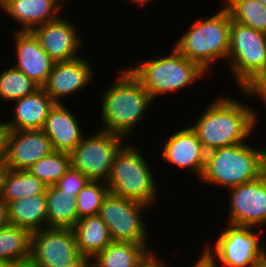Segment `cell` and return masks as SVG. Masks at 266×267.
Wrapping results in <instances>:
<instances>
[{
	"label": "cell",
	"instance_id": "cell-29",
	"mask_svg": "<svg viewBox=\"0 0 266 267\" xmlns=\"http://www.w3.org/2000/svg\"><path fill=\"white\" fill-rule=\"evenodd\" d=\"M70 167L69 153L53 151L32 165L28 171L46 186H51L55 185Z\"/></svg>",
	"mask_w": 266,
	"mask_h": 267
},
{
	"label": "cell",
	"instance_id": "cell-9",
	"mask_svg": "<svg viewBox=\"0 0 266 267\" xmlns=\"http://www.w3.org/2000/svg\"><path fill=\"white\" fill-rule=\"evenodd\" d=\"M124 140L123 136L100 129L90 136H84L70 153L71 167L91 181L106 182L115 154L126 143Z\"/></svg>",
	"mask_w": 266,
	"mask_h": 267
},
{
	"label": "cell",
	"instance_id": "cell-23",
	"mask_svg": "<svg viewBox=\"0 0 266 267\" xmlns=\"http://www.w3.org/2000/svg\"><path fill=\"white\" fill-rule=\"evenodd\" d=\"M73 230L81 255L93 258L113 241L107 225L99 215L79 219Z\"/></svg>",
	"mask_w": 266,
	"mask_h": 267
},
{
	"label": "cell",
	"instance_id": "cell-37",
	"mask_svg": "<svg viewBox=\"0 0 266 267\" xmlns=\"http://www.w3.org/2000/svg\"><path fill=\"white\" fill-rule=\"evenodd\" d=\"M7 167L4 163V161H0V196L2 193V188H3V182H4V178H5V174L7 172Z\"/></svg>",
	"mask_w": 266,
	"mask_h": 267
},
{
	"label": "cell",
	"instance_id": "cell-24",
	"mask_svg": "<svg viewBox=\"0 0 266 267\" xmlns=\"http://www.w3.org/2000/svg\"><path fill=\"white\" fill-rule=\"evenodd\" d=\"M76 194L47 186V227L73 228L78 221Z\"/></svg>",
	"mask_w": 266,
	"mask_h": 267
},
{
	"label": "cell",
	"instance_id": "cell-21",
	"mask_svg": "<svg viewBox=\"0 0 266 267\" xmlns=\"http://www.w3.org/2000/svg\"><path fill=\"white\" fill-rule=\"evenodd\" d=\"M148 244L112 241L93 257V267H143L155 253Z\"/></svg>",
	"mask_w": 266,
	"mask_h": 267
},
{
	"label": "cell",
	"instance_id": "cell-3",
	"mask_svg": "<svg viewBox=\"0 0 266 267\" xmlns=\"http://www.w3.org/2000/svg\"><path fill=\"white\" fill-rule=\"evenodd\" d=\"M204 19L192 23L173 46L207 72L215 60L226 59L228 62L232 17L224 7Z\"/></svg>",
	"mask_w": 266,
	"mask_h": 267
},
{
	"label": "cell",
	"instance_id": "cell-19",
	"mask_svg": "<svg viewBox=\"0 0 266 267\" xmlns=\"http://www.w3.org/2000/svg\"><path fill=\"white\" fill-rule=\"evenodd\" d=\"M65 103H56L46 118L43 131L50 139L53 150L71 153L83 139L78 119Z\"/></svg>",
	"mask_w": 266,
	"mask_h": 267
},
{
	"label": "cell",
	"instance_id": "cell-13",
	"mask_svg": "<svg viewBox=\"0 0 266 267\" xmlns=\"http://www.w3.org/2000/svg\"><path fill=\"white\" fill-rule=\"evenodd\" d=\"M50 139L42 129L10 130L6 139L4 163L11 170H27L53 152Z\"/></svg>",
	"mask_w": 266,
	"mask_h": 267
},
{
	"label": "cell",
	"instance_id": "cell-10",
	"mask_svg": "<svg viewBox=\"0 0 266 267\" xmlns=\"http://www.w3.org/2000/svg\"><path fill=\"white\" fill-rule=\"evenodd\" d=\"M148 207L145 203L109 192L103 200L98 215L107 225L113 241L149 244L145 219H142Z\"/></svg>",
	"mask_w": 266,
	"mask_h": 267
},
{
	"label": "cell",
	"instance_id": "cell-40",
	"mask_svg": "<svg viewBox=\"0 0 266 267\" xmlns=\"http://www.w3.org/2000/svg\"><path fill=\"white\" fill-rule=\"evenodd\" d=\"M194 267H210V266L201 257H199Z\"/></svg>",
	"mask_w": 266,
	"mask_h": 267
},
{
	"label": "cell",
	"instance_id": "cell-39",
	"mask_svg": "<svg viewBox=\"0 0 266 267\" xmlns=\"http://www.w3.org/2000/svg\"><path fill=\"white\" fill-rule=\"evenodd\" d=\"M253 267H266V254Z\"/></svg>",
	"mask_w": 266,
	"mask_h": 267
},
{
	"label": "cell",
	"instance_id": "cell-14",
	"mask_svg": "<svg viewBox=\"0 0 266 267\" xmlns=\"http://www.w3.org/2000/svg\"><path fill=\"white\" fill-rule=\"evenodd\" d=\"M75 25L62 18L47 22L32 30L40 46L55 61H70L79 58L78 51L83 43ZM79 35V36H78Z\"/></svg>",
	"mask_w": 266,
	"mask_h": 267
},
{
	"label": "cell",
	"instance_id": "cell-1",
	"mask_svg": "<svg viewBox=\"0 0 266 267\" xmlns=\"http://www.w3.org/2000/svg\"><path fill=\"white\" fill-rule=\"evenodd\" d=\"M190 126L206 153L221 147L245 144L257 123V113L237 98L219 96ZM245 141V142H244Z\"/></svg>",
	"mask_w": 266,
	"mask_h": 267
},
{
	"label": "cell",
	"instance_id": "cell-11",
	"mask_svg": "<svg viewBox=\"0 0 266 267\" xmlns=\"http://www.w3.org/2000/svg\"><path fill=\"white\" fill-rule=\"evenodd\" d=\"M81 256L73 228L46 227L31 236V258L40 267H65Z\"/></svg>",
	"mask_w": 266,
	"mask_h": 267
},
{
	"label": "cell",
	"instance_id": "cell-36",
	"mask_svg": "<svg viewBox=\"0 0 266 267\" xmlns=\"http://www.w3.org/2000/svg\"><path fill=\"white\" fill-rule=\"evenodd\" d=\"M16 267H40L31 257L25 260L17 261Z\"/></svg>",
	"mask_w": 266,
	"mask_h": 267
},
{
	"label": "cell",
	"instance_id": "cell-2",
	"mask_svg": "<svg viewBox=\"0 0 266 267\" xmlns=\"http://www.w3.org/2000/svg\"><path fill=\"white\" fill-rule=\"evenodd\" d=\"M127 69V70H126ZM113 85L103 91L100 130L115 133L126 139L150 106L152 97L139 80L126 68Z\"/></svg>",
	"mask_w": 266,
	"mask_h": 267
},
{
	"label": "cell",
	"instance_id": "cell-12",
	"mask_svg": "<svg viewBox=\"0 0 266 267\" xmlns=\"http://www.w3.org/2000/svg\"><path fill=\"white\" fill-rule=\"evenodd\" d=\"M227 223L258 228L266 224V172L258 179L229 189Z\"/></svg>",
	"mask_w": 266,
	"mask_h": 267
},
{
	"label": "cell",
	"instance_id": "cell-16",
	"mask_svg": "<svg viewBox=\"0 0 266 267\" xmlns=\"http://www.w3.org/2000/svg\"><path fill=\"white\" fill-rule=\"evenodd\" d=\"M161 154L168 164L186 168L188 172L201 178L205 167L206 152L190 126L171 134L166 139Z\"/></svg>",
	"mask_w": 266,
	"mask_h": 267
},
{
	"label": "cell",
	"instance_id": "cell-45",
	"mask_svg": "<svg viewBox=\"0 0 266 267\" xmlns=\"http://www.w3.org/2000/svg\"><path fill=\"white\" fill-rule=\"evenodd\" d=\"M258 1L266 7V0H258Z\"/></svg>",
	"mask_w": 266,
	"mask_h": 267
},
{
	"label": "cell",
	"instance_id": "cell-17",
	"mask_svg": "<svg viewBox=\"0 0 266 267\" xmlns=\"http://www.w3.org/2000/svg\"><path fill=\"white\" fill-rule=\"evenodd\" d=\"M17 62L13 65L39 87H43L55 61L40 46L32 31H15Z\"/></svg>",
	"mask_w": 266,
	"mask_h": 267
},
{
	"label": "cell",
	"instance_id": "cell-20",
	"mask_svg": "<svg viewBox=\"0 0 266 267\" xmlns=\"http://www.w3.org/2000/svg\"><path fill=\"white\" fill-rule=\"evenodd\" d=\"M13 102H16L13 118L5 122L8 131L43 129L50 110L56 104L42 87Z\"/></svg>",
	"mask_w": 266,
	"mask_h": 267
},
{
	"label": "cell",
	"instance_id": "cell-42",
	"mask_svg": "<svg viewBox=\"0 0 266 267\" xmlns=\"http://www.w3.org/2000/svg\"><path fill=\"white\" fill-rule=\"evenodd\" d=\"M150 0H131L130 2H132V3H136V4H138V3H140V4H138V5H141V4H143L144 5V3L146 4L147 2H149Z\"/></svg>",
	"mask_w": 266,
	"mask_h": 267
},
{
	"label": "cell",
	"instance_id": "cell-41",
	"mask_svg": "<svg viewBox=\"0 0 266 267\" xmlns=\"http://www.w3.org/2000/svg\"><path fill=\"white\" fill-rule=\"evenodd\" d=\"M0 267H16V262H0Z\"/></svg>",
	"mask_w": 266,
	"mask_h": 267
},
{
	"label": "cell",
	"instance_id": "cell-25",
	"mask_svg": "<svg viewBox=\"0 0 266 267\" xmlns=\"http://www.w3.org/2000/svg\"><path fill=\"white\" fill-rule=\"evenodd\" d=\"M47 186L27 170L7 169L0 198L7 204L46 192Z\"/></svg>",
	"mask_w": 266,
	"mask_h": 267
},
{
	"label": "cell",
	"instance_id": "cell-6",
	"mask_svg": "<svg viewBox=\"0 0 266 267\" xmlns=\"http://www.w3.org/2000/svg\"><path fill=\"white\" fill-rule=\"evenodd\" d=\"M135 147L129 143L122 145L114 156L105 183L113 195L131 198L151 207L158 197V185L144 155Z\"/></svg>",
	"mask_w": 266,
	"mask_h": 267
},
{
	"label": "cell",
	"instance_id": "cell-27",
	"mask_svg": "<svg viewBox=\"0 0 266 267\" xmlns=\"http://www.w3.org/2000/svg\"><path fill=\"white\" fill-rule=\"evenodd\" d=\"M232 20L266 33V7L258 0H225Z\"/></svg>",
	"mask_w": 266,
	"mask_h": 267
},
{
	"label": "cell",
	"instance_id": "cell-35",
	"mask_svg": "<svg viewBox=\"0 0 266 267\" xmlns=\"http://www.w3.org/2000/svg\"><path fill=\"white\" fill-rule=\"evenodd\" d=\"M65 267H93V258L86 255H81L77 260L66 265Z\"/></svg>",
	"mask_w": 266,
	"mask_h": 267
},
{
	"label": "cell",
	"instance_id": "cell-22",
	"mask_svg": "<svg viewBox=\"0 0 266 267\" xmlns=\"http://www.w3.org/2000/svg\"><path fill=\"white\" fill-rule=\"evenodd\" d=\"M10 225L27 229L31 233L47 227L46 192L8 203Z\"/></svg>",
	"mask_w": 266,
	"mask_h": 267
},
{
	"label": "cell",
	"instance_id": "cell-33",
	"mask_svg": "<svg viewBox=\"0 0 266 267\" xmlns=\"http://www.w3.org/2000/svg\"><path fill=\"white\" fill-rule=\"evenodd\" d=\"M7 134L8 128L5 122H0V161L5 159Z\"/></svg>",
	"mask_w": 266,
	"mask_h": 267
},
{
	"label": "cell",
	"instance_id": "cell-4",
	"mask_svg": "<svg viewBox=\"0 0 266 267\" xmlns=\"http://www.w3.org/2000/svg\"><path fill=\"white\" fill-rule=\"evenodd\" d=\"M265 173L263 149L249 144L221 147L206 153L202 182L224 189L248 183Z\"/></svg>",
	"mask_w": 266,
	"mask_h": 267
},
{
	"label": "cell",
	"instance_id": "cell-30",
	"mask_svg": "<svg viewBox=\"0 0 266 267\" xmlns=\"http://www.w3.org/2000/svg\"><path fill=\"white\" fill-rule=\"evenodd\" d=\"M109 194L105 182L90 181L76 196L78 220L98 215L104 198Z\"/></svg>",
	"mask_w": 266,
	"mask_h": 267
},
{
	"label": "cell",
	"instance_id": "cell-15",
	"mask_svg": "<svg viewBox=\"0 0 266 267\" xmlns=\"http://www.w3.org/2000/svg\"><path fill=\"white\" fill-rule=\"evenodd\" d=\"M93 67L79 57L70 61L55 62L43 89L55 102L63 103L62 98L82 90L93 78Z\"/></svg>",
	"mask_w": 266,
	"mask_h": 267
},
{
	"label": "cell",
	"instance_id": "cell-43",
	"mask_svg": "<svg viewBox=\"0 0 266 267\" xmlns=\"http://www.w3.org/2000/svg\"><path fill=\"white\" fill-rule=\"evenodd\" d=\"M263 166H264V171L266 172V150L263 149Z\"/></svg>",
	"mask_w": 266,
	"mask_h": 267
},
{
	"label": "cell",
	"instance_id": "cell-34",
	"mask_svg": "<svg viewBox=\"0 0 266 267\" xmlns=\"http://www.w3.org/2000/svg\"><path fill=\"white\" fill-rule=\"evenodd\" d=\"M10 225L9 206L0 198V229Z\"/></svg>",
	"mask_w": 266,
	"mask_h": 267
},
{
	"label": "cell",
	"instance_id": "cell-28",
	"mask_svg": "<svg viewBox=\"0 0 266 267\" xmlns=\"http://www.w3.org/2000/svg\"><path fill=\"white\" fill-rule=\"evenodd\" d=\"M40 87L13 65L0 73V98L16 101L34 93Z\"/></svg>",
	"mask_w": 266,
	"mask_h": 267
},
{
	"label": "cell",
	"instance_id": "cell-31",
	"mask_svg": "<svg viewBox=\"0 0 266 267\" xmlns=\"http://www.w3.org/2000/svg\"><path fill=\"white\" fill-rule=\"evenodd\" d=\"M90 181L91 180L79 170L70 167L57 181L55 186L64 190V192L75 193L77 195Z\"/></svg>",
	"mask_w": 266,
	"mask_h": 267
},
{
	"label": "cell",
	"instance_id": "cell-38",
	"mask_svg": "<svg viewBox=\"0 0 266 267\" xmlns=\"http://www.w3.org/2000/svg\"><path fill=\"white\" fill-rule=\"evenodd\" d=\"M156 254L143 267H157L163 260Z\"/></svg>",
	"mask_w": 266,
	"mask_h": 267
},
{
	"label": "cell",
	"instance_id": "cell-18",
	"mask_svg": "<svg viewBox=\"0 0 266 267\" xmlns=\"http://www.w3.org/2000/svg\"><path fill=\"white\" fill-rule=\"evenodd\" d=\"M60 0H1V10L20 24L19 31L34 28L60 17Z\"/></svg>",
	"mask_w": 266,
	"mask_h": 267
},
{
	"label": "cell",
	"instance_id": "cell-44",
	"mask_svg": "<svg viewBox=\"0 0 266 267\" xmlns=\"http://www.w3.org/2000/svg\"><path fill=\"white\" fill-rule=\"evenodd\" d=\"M167 265L165 264V262H161L157 267H166Z\"/></svg>",
	"mask_w": 266,
	"mask_h": 267
},
{
	"label": "cell",
	"instance_id": "cell-32",
	"mask_svg": "<svg viewBox=\"0 0 266 267\" xmlns=\"http://www.w3.org/2000/svg\"><path fill=\"white\" fill-rule=\"evenodd\" d=\"M240 90L245 96L256 95L266 104V68L255 73L240 87Z\"/></svg>",
	"mask_w": 266,
	"mask_h": 267
},
{
	"label": "cell",
	"instance_id": "cell-8",
	"mask_svg": "<svg viewBox=\"0 0 266 267\" xmlns=\"http://www.w3.org/2000/svg\"><path fill=\"white\" fill-rule=\"evenodd\" d=\"M227 64L239 88L266 68V33L232 20Z\"/></svg>",
	"mask_w": 266,
	"mask_h": 267
},
{
	"label": "cell",
	"instance_id": "cell-26",
	"mask_svg": "<svg viewBox=\"0 0 266 267\" xmlns=\"http://www.w3.org/2000/svg\"><path fill=\"white\" fill-rule=\"evenodd\" d=\"M31 236L27 229L9 225L0 229V262H17L31 257Z\"/></svg>",
	"mask_w": 266,
	"mask_h": 267
},
{
	"label": "cell",
	"instance_id": "cell-7",
	"mask_svg": "<svg viewBox=\"0 0 266 267\" xmlns=\"http://www.w3.org/2000/svg\"><path fill=\"white\" fill-rule=\"evenodd\" d=\"M226 227L213 245H203L200 257L210 267H253L266 254L263 244L259 245L264 230L253 233L252 226Z\"/></svg>",
	"mask_w": 266,
	"mask_h": 267
},
{
	"label": "cell",
	"instance_id": "cell-5",
	"mask_svg": "<svg viewBox=\"0 0 266 267\" xmlns=\"http://www.w3.org/2000/svg\"><path fill=\"white\" fill-rule=\"evenodd\" d=\"M171 52L166 57L164 55L162 58H150L128 68L153 100L188 87L207 73L196 62L184 57L175 47Z\"/></svg>",
	"mask_w": 266,
	"mask_h": 267
}]
</instances>
